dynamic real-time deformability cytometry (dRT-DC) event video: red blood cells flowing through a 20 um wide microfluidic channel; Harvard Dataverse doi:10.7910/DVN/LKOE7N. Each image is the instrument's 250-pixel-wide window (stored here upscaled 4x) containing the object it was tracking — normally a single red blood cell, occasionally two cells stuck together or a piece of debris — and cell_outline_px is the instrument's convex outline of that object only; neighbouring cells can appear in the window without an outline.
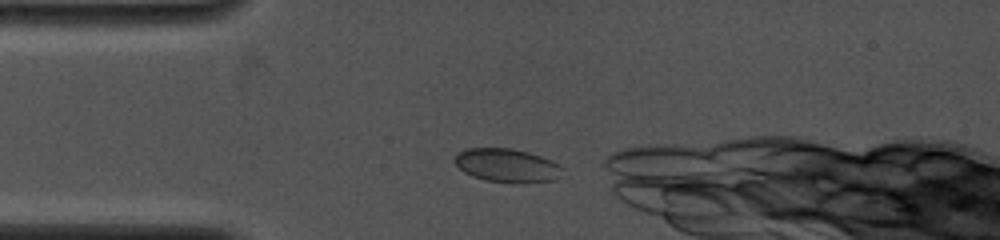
{"species": "common noctule bat (a hibernating species)", "species_latin": "Nyctalus noctula", "temperature_condition": "cold", "stored_images_in_passage": 3, "camera_frame_rate_fps": 4000, "um_per_image_px": 0.085, "animal": {"sex": "female", "body_mass_g": 19.0, "forearm_length_mm": 53.3}, "frame": {"image": 1, "passage_image": 1, "time_ms": 0.0, "image_size_px": [1000, 240], "cell_outline_px": [[564, 168], [556, 180], [520, 184], [512, 184], [488, 180], [472, 176], [464, 172], [452, 160], [460, 152], [468, 148], [512, 148], [528, 152], [552, 160]], "centroid_in_image_um": [43.13, 14.08], "position_along_channel_um": 41.9, "area_um2": 21.27}}